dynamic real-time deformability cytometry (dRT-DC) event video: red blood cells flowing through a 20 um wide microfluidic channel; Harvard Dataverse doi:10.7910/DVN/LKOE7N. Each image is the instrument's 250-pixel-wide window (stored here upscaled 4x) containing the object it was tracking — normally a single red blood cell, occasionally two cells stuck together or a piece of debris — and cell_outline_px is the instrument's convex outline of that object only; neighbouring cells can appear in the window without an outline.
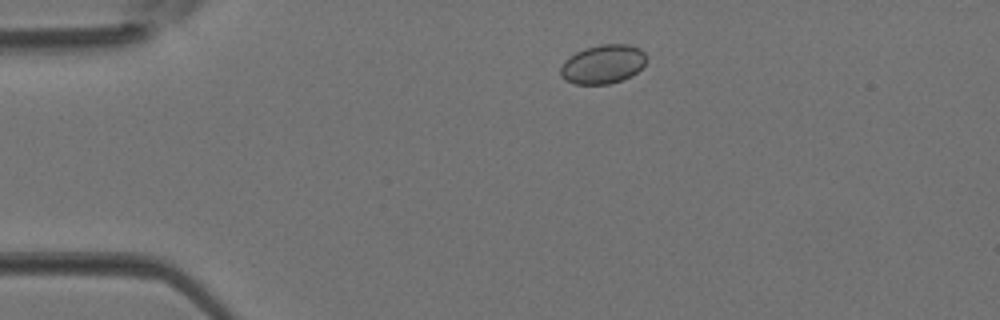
{"species": "Egyptian fruit bat (a non-hibernating species)", "species_latin": "Rousettus aegyptiacus", "temperature_condition": "room temperature", "stored_images_in_passage": 35, "camera_frame_rate_fps": 3000, "um_per_image_px": 0.085, "animal": {"sex": "female"}, "frame": {"image": 1, "passage_image": 1, "time_ms": 0.0, "image_size_px": [1000, 320], "cell_outline_px": [[648, 60], [632, 76], [608, 84], [576, 84], [564, 80], [560, 76], [560, 68], [564, 60], [576, 52], [584, 48], [600, 44], [628, 44], [640, 48], [648, 56]], "centroid_in_image_um": [51.25, 5.45], "position_along_channel_um": 33.8, "area_um2": 19.71}}
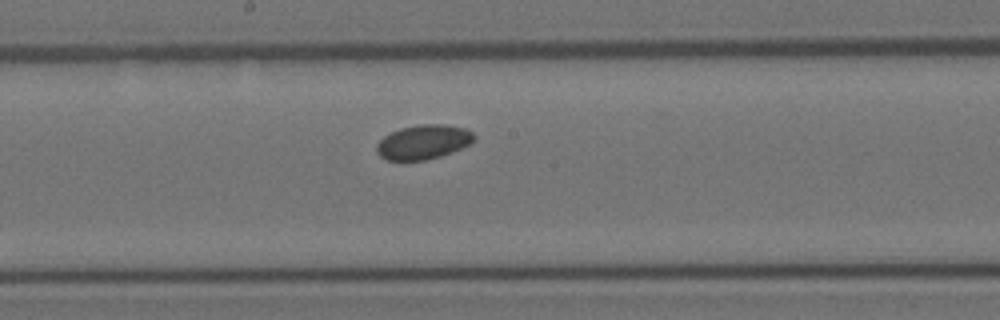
{"frame": {"image": 2, "passage_image": 15, "time_ms": 4.667, "image_size_px": [1000, 320], "cell_outline_px": [[476, 136], [468, 144], [452, 152], [440, 156], [424, 160], [388, 160], [380, 156], [376, 152], [376, 144], [384, 136], [400, 128], [420, 124], [444, 124], [468, 128]], "centroid_in_image_um": [35.98, 12.06], "position_along_channel_um": 212.2, "area_um2": 19.48}}
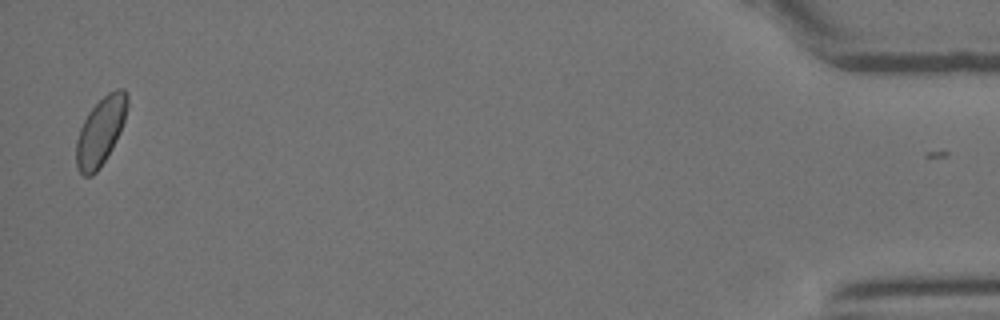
{"frame": {"image": 3, "passage_image": 34, "time_ms": 11.0, "image_size_px": [1000, 320], "cell_outline_px": [[128, 104], [124, 120], [120, 132], [112, 148], [100, 168], [92, 176], [84, 176], [80, 172], [76, 164], [76, 140], [80, 128], [88, 112], [108, 92], [116, 88], [124, 88], [128, 92]], "centroid_in_image_um": [8.56, 11.14], "position_along_channel_um": 426.6, "area_um2": 20.23}}